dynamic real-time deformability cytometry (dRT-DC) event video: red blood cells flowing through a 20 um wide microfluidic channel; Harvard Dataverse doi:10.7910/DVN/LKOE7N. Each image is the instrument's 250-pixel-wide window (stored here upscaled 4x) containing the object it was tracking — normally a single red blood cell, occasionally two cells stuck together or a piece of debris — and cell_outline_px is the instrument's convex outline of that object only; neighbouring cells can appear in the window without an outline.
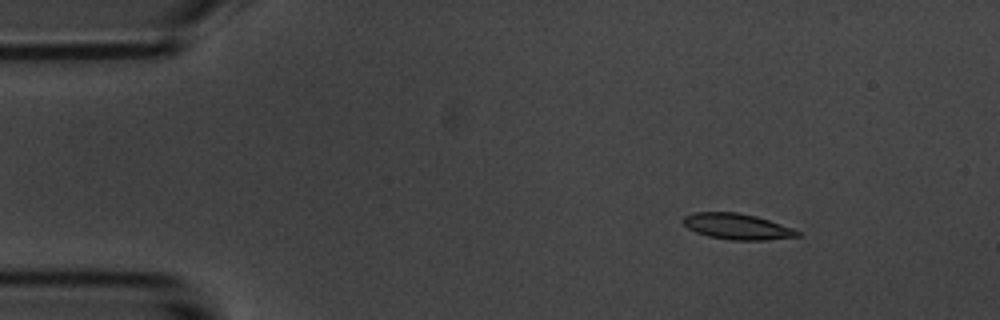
{"species": "common noctule bat (a hibernating species)", "species_latin": "Nyctalus noctula", "temperature_condition": "room temperature", "stored_images_in_passage": 6, "camera_frame_rate_fps": 3000, "um_per_image_px": 0.085, "animal": {"sex": "male", "body_mass_g": 20.1, "forearm_length_mm": 53.5}, "frame": {"image": 1, "passage_image": 3, "time_ms": 2.0, "image_size_px": [1000, 320], "cell_outline_px": [[800, 236], [764, 240], [728, 240], [708, 236], [696, 232], [688, 228], [680, 220], [684, 216], [692, 212], [740, 212], [756, 216], [792, 228], [800, 232]], "centroid_in_image_um": [62.61, 19.24], "position_along_channel_um": 22.4, "area_um2": 17.28}}